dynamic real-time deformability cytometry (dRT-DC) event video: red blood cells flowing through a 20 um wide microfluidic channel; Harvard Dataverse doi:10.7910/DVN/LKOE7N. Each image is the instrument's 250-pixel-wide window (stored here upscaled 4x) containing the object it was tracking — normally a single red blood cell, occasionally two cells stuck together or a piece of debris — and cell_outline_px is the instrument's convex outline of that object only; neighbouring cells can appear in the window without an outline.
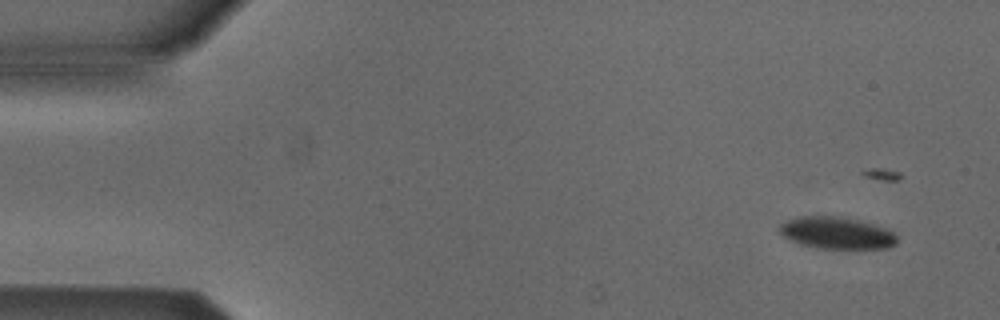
{"species": "Egyptian fruit bat (a non-hibernating species)", "species_latin": "Rousettus aegyptiacus", "temperature_condition": "cold", "stored_images_in_passage": 5, "camera_frame_rate_fps": 3000, "um_per_image_px": 0.085, "animal": {"sex": "male"}, "frame": {"image": 1, "passage_image": 1, "time_ms": 0.0, "image_size_px": [1000, 320], "cell_outline_px": [[896, 244], [888, 248], [816, 248], [800, 244], [784, 236], [780, 232], [780, 224], [788, 220], [800, 216], [840, 216], [860, 220], [884, 228], [892, 232], [896, 236]], "centroid_in_image_um": [71.11, 19.79], "position_along_channel_um": 13.9, "area_um2": 21.62}}
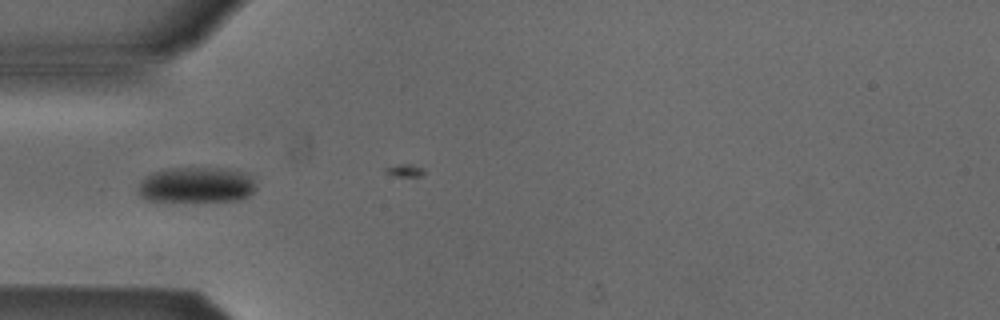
{"frame": {"image": 2, "passage_image": 4, "time_ms": 4.333, "image_size_px": [1000, 320], "cell_outline_px": [[256, 188], [248, 196], [240, 200], [144, 200], [136, 192], [136, 188], [140, 180], [144, 176], [152, 172], [168, 168], [216, 168], [240, 172], [252, 176]], "centroid_in_image_um": [16.62, 15.71], "position_along_channel_um": 68.4, "area_um2": 24.33}}